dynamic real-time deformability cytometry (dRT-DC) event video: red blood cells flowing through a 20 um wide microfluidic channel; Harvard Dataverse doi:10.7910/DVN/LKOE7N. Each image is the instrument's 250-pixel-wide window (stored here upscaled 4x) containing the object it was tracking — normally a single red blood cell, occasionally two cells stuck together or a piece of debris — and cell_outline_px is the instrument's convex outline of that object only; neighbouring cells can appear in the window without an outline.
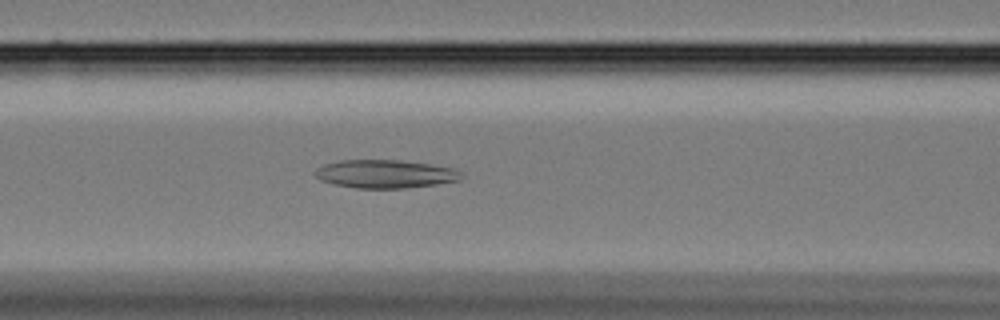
{"species": "Egyptian fruit bat (a non-hibernating species)", "species_latin": "Rousettus aegyptiacus", "temperature_condition": "cold", "stored_images_in_passage": 47, "camera_frame_rate_fps": 3000, "um_per_image_px": 0.085, "animal": {"sex": "female"}, "frame": {"image": 1, "passage_image": 13, "time_ms": 4.0, "image_size_px": [1000, 320], "cell_outline_px": [[464, 176], [460, 180], [436, 184], [408, 188], [356, 188], [336, 184], [320, 180], [312, 172], [316, 168], [324, 164], [340, 160], [400, 160], [428, 164], [452, 168], [460, 172]], "centroid_in_image_um": [32.72, 14.78], "position_along_channel_um": 133.9, "area_um2": 24.04}}
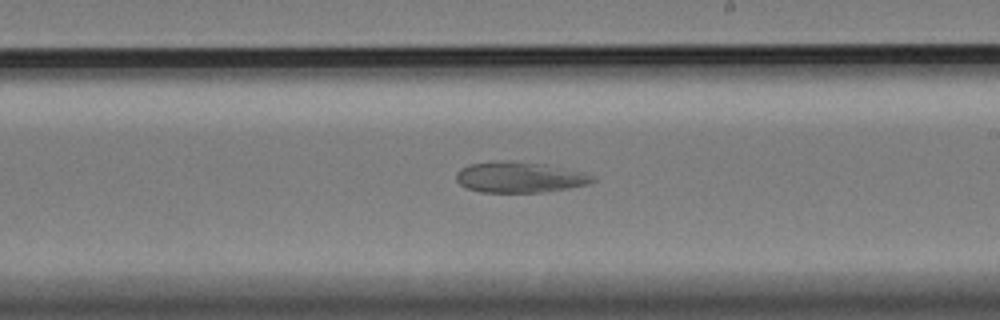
{"frame": {"image": 2, "passage_image": 23, "time_ms": 7.333, "image_size_px": [1000, 320], "cell_outline_px": [[596, 180], [588, 184], [568, 188], [540, 192], [480, 192], [468, 188], [460, 184], [456, 180], [456, 172], [460, 168], [468, 164], [496, 160], [504, 160], [544, 164], [584, 172], [596, 176]], "centroid_in_image_um": [44.15, 15.05], "position_along_channel_um": 244.9, "area_um2": 24.57}}
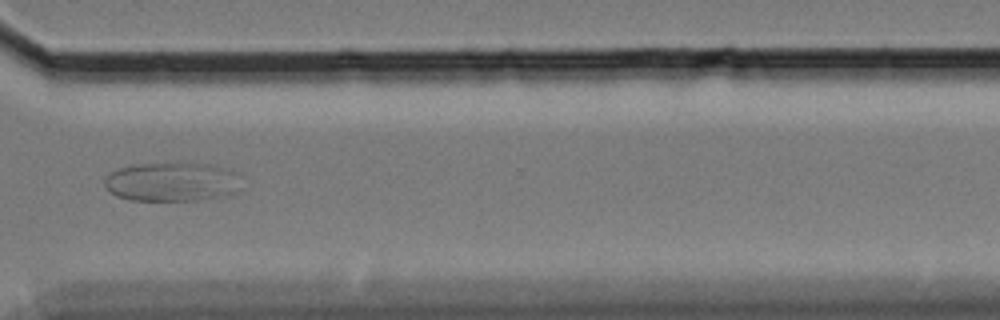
{"frame": {"image": 3, "passage_image": 33, "time_ms": 10.667, "image_size_px": [1000, 320], "cell_outline_px": [[236, 192], [228, 196], [204, 200], [132, 200], [116, 196], [104, 184], [104, 176], [120, 168], [136, 164], [212, 164], [232, 168], [236, 172]], "centroid_in_image_um": [14.62, 15.47], "position_along_channel_um": 356.0, "area_um2": 30.92}}